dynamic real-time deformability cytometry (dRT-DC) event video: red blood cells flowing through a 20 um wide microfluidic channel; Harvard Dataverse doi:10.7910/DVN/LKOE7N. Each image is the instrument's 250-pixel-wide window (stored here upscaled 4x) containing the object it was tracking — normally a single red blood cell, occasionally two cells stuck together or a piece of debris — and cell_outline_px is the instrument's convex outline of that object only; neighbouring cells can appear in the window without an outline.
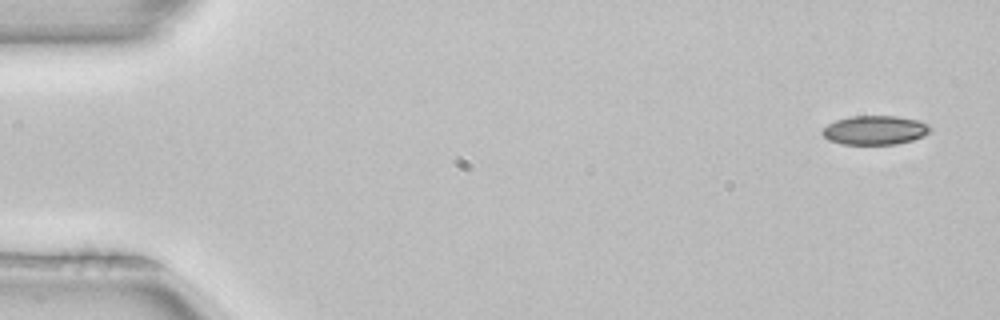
{"species": "common noctule bat (a hibernating species)", "species_latin": "Nyctalus noctula", "temperature_condition": "room temperature", "stored_images_in_passage": 4, "segment_of_instrument_passage": [2, 2], "camera_frame_rate_fps": 3000, "um_per_image_px": 0.085, "animal": {"sex": "female", "body_mass_g": 22.7, "forearm_length_mm": 54.2}, "frame": {"image": 1, "passage_image": 4, "time_ms": 1.0, "image_size_px": [1000, 320], "cell_outline_px": [[932, 128], [924, 136], [912, 140], [896, 144], [840, 144], [828, 140], [820, 132], [820, 128], [836, 120], [848, 116], [896, 116], [920, 120], [928, 124]], "centroid_in_image_um": [74.34, 11.06], "position_along_channel_um": 10.7, "area_um2": 18.5}}